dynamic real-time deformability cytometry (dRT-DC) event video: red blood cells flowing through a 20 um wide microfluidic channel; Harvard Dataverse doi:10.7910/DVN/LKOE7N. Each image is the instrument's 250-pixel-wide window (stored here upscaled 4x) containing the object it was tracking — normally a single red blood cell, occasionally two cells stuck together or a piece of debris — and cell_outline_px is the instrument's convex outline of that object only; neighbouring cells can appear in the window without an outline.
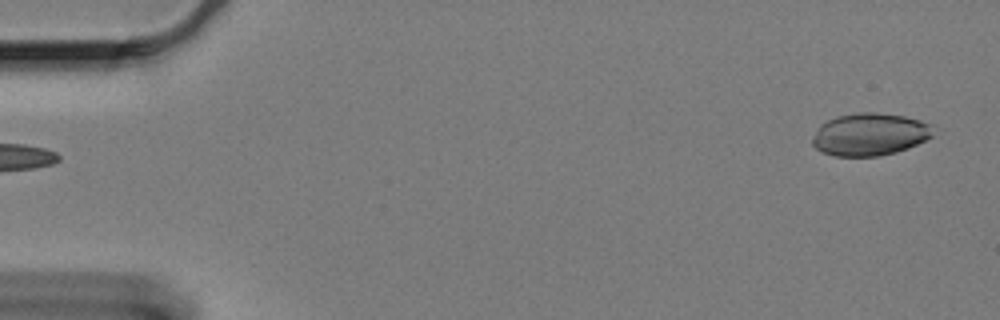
{"species": "Egyptian fruit bat (a non-hibernating species)", "species_latin": "Rousettus aegyptiacus", "temperature_condition": "cold", "stored_images_in_passage": 53, "camera_frame_rate_fps": 3000, "um_per_image_px": 0.085, "animal": {"sex": "female"}, "frame": {"image": 1, "passage_image": 1, "time_ms": 0.0, "image_size_px": [1000, 320], "cell_outline_px": [[932, 136], [908, 148], [896, 152], [880, 156], [832, 156], [820, 152], [812, 144], [812, 140], [820, 124], [836, 116], [856, 112], [876, 112], [904, 116], [920, 120], [928, 124]], "centroid_in_image_um": [73.87, 11.42], "position_along_channel_um": 11.1, "area_um2": 29.77}}
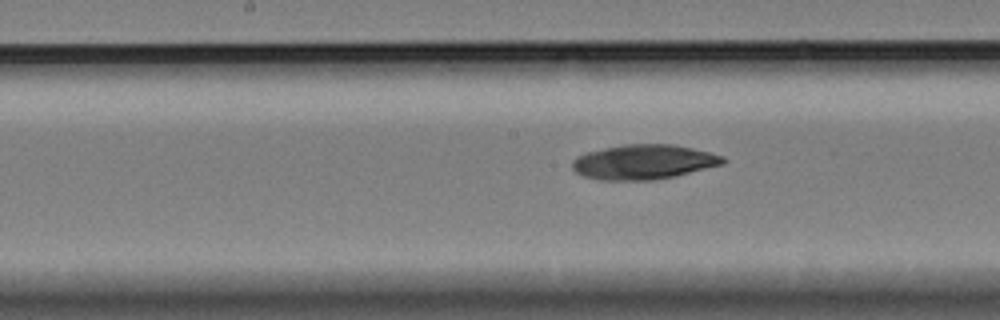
{"frame": {"image": 2, "passage_image": 29, "time_ms": 9.333, "image_size_px": [1000, 320], "cell_outline_px": [[728, 160], [724, 164], [676, 176], [656, 180], [600, 180], [584, 176], [576, 172], [572, 168], [572, 160], [576, 156], [588, 152], [604, 148], [624, 144], [672, 144], [692, 148], [724, 156]], "centroid_in_image_um": [54.73, 13.77], "position_along_channel_um": 193.5, "area_um2": 30.63}}
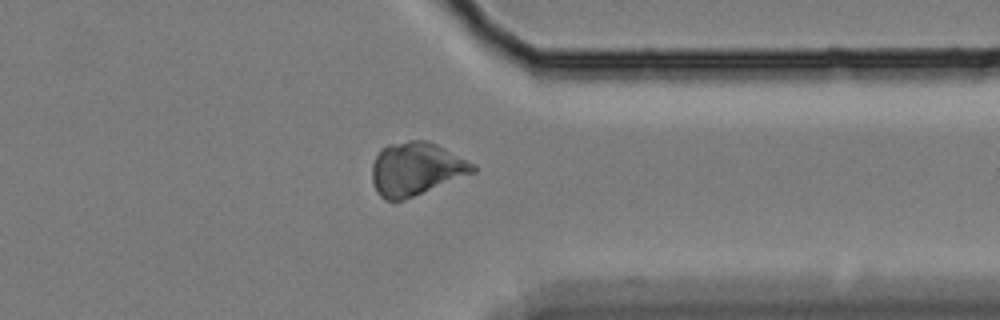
{"frame": {"image": 3, "passage_image": 46, "time_ms": 15.0, "image_size_px": [1000, 320], "cell_outline_px": [[476, 172], [404, 200], [384, 200], [376, 192], [372, 180], [372, 164], [380, 148], [388, 144], [408, 140], [428, 140], [476, 164]], "centroid_in_image_um": [35.35, 14.35], "position_along_channel_um": 376.1, "area_um2": 31.44}}